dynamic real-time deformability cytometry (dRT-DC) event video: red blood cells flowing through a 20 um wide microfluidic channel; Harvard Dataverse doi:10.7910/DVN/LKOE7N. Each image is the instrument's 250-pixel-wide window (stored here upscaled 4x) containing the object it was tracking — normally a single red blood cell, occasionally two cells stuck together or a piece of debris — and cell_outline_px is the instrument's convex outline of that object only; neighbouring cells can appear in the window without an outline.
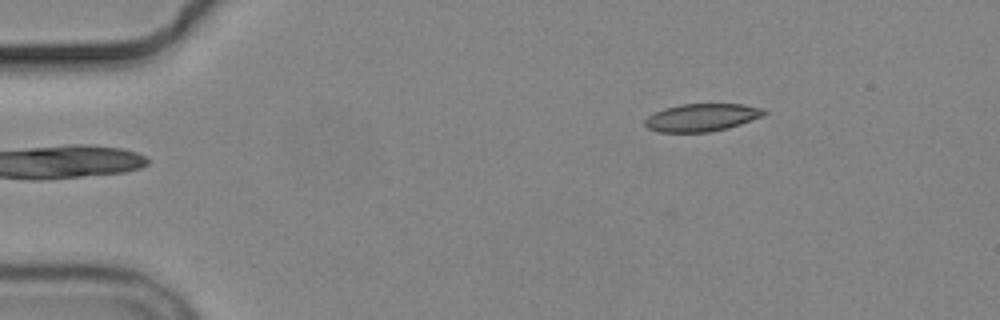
{"species": "common noctule bat (a hibernating species)", "species_latin": "Nyctalus noctula", "temperature_condition": "cold", "stored_images_in_passage": 3, "camera_frame_rate_fps": 3000, "um_per_image_px": 0.085, "animal": {"sex": "male", "body_mass_g": 19.2, "forearm_length_mm": 51.8}, "frame": {"image": 1, "passage_image": 1, "time_ms": 0.0, "image_size_px": [1000, 320], "cell_outline_px": [[768, 112], [764, 116], [728, 128], [708, 132], [660, 132], [648, 128], [644, 124], [644, 120], [648, 116], [664, 108], [680, 104], [744, 104], [764, 108]], "centroid_in_image_um": [59.68, 9.98], "position_along_channel_um": 25.3, "area_um2": 19.31}}